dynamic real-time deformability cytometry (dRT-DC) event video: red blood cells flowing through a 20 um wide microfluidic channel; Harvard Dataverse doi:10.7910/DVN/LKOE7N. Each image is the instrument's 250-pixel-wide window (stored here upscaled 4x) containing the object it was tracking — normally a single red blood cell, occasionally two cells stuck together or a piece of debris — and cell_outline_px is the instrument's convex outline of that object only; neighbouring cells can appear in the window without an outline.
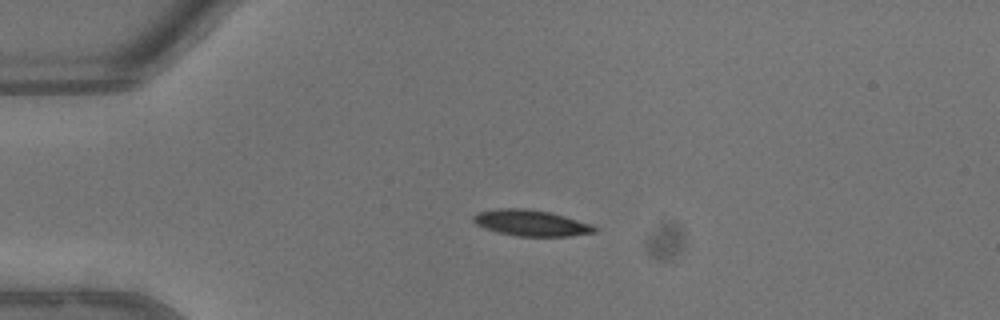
{"species": "common noctule bat (a hibernating species)", "species_latin": "Nyctalus noctula", "temperature_condition": "warm", "stored_images_in_passage": 35, "camera_frame_rate_fps": 3000, "um_per_image_px": 0.085, "animal": {"sex": "male", "body_mass_g": 13.3}, "frame": {"image": 1, "passage_image": 1, "time_ms": 0.0, "image_size_px": [1000, 320], "cell_outline_px": [[600, 228], [596, 232], [572, 236], [516, 236], [496, 232], [484, 228], [476, 224], [472, 220], [472, 216], [480, 212], [496, 208], [524, 208], [548, 212], [564, 216], [592, 224]], "centroid_in_image_um": [45.15, 18.96], "position_along_channel_um": 39.8, "area_um2": 18.5}}
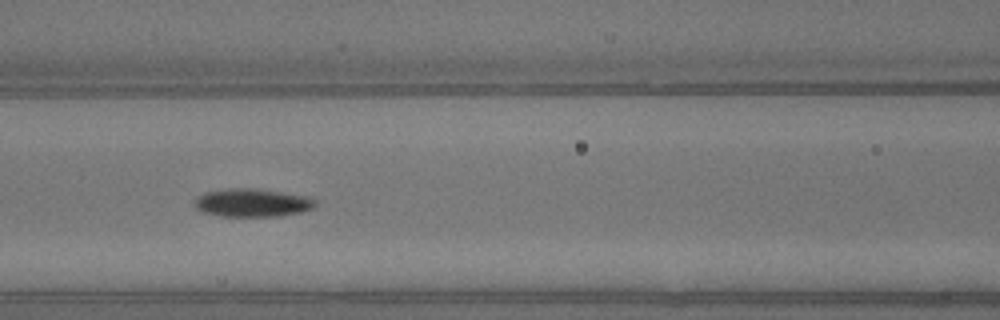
{"frame": {"image": 2, "passage_image": 10, "time_ms": 3.0, "image_size_px": [1000, 320], "cell_outline_px": [[316, 204], [312, 208], [300, 212], [276, 216], [220, 216], [204, 212], [196, 208], [196, 196], [204, 192], [228, 188], [256, 188], [312, 196], [316, 200]], "centroid_in_image_um": [21.47, 17.21], "position_along_channel_um": 145.1, "area_um2": 19.94}}
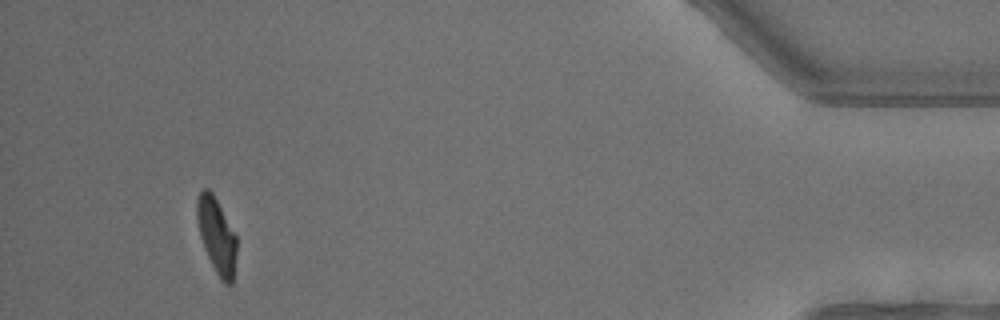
{"frame": {"image": 3, "passage_image": 32, "time_ms": 10.333, "image_size_px": [1000, 320], "cell_outline_px": [[236, 252], [232, 284], [224, 284], [220, 280], [208, 256], [200, 236], [196, 216], [196, 200], [200, 192], [204, 188], [208, 188], [212, 192], [236, 236]], "centroid_in_image_um": [18.4, 20.02], "position_along_channel_um": 416.8, "area_um2": 17.11}, "authors_computed_cell_mechanics": {"area_um2": 19.1318, "velocity_mm_per_s": 4.6647, "shape_relaxation_time_tau1_ms": 2.8658, "shape_relaxation_time_tau2_ms": 5.9113, "deformation_change_tau1": 0.1561, "deformation_change_tau2": 0.0932}}